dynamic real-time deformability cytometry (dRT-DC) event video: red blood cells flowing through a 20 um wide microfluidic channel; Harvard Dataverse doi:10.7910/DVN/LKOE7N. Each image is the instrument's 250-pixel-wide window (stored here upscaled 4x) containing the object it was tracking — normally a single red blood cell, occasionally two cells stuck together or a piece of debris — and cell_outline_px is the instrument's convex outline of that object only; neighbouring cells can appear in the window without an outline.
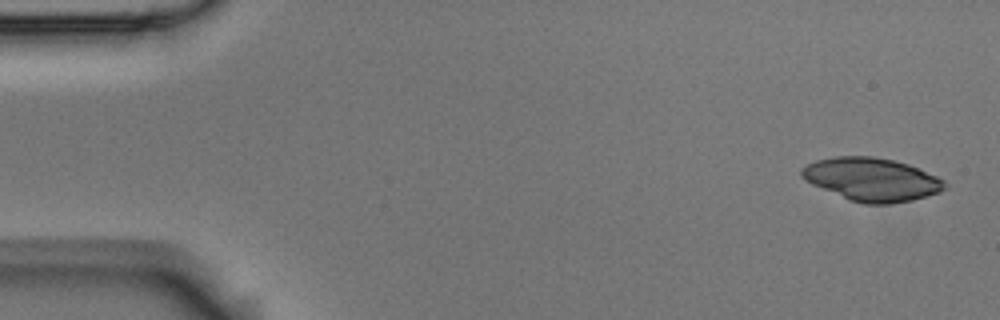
{"species": "Egyptian fruit bat (a non-hibernating species)", "species_latin": "Rousettus aegyptiacus", "temperature_condition": "room temperature", "stored_images_in_passage": 9, "camera_frame_rate_fps": 3000, "um_per_image_px": 0.085, "animal": {"sex": "male"}, "frame": {"image": 1, "passage_image": 1, "time_ms": 0.0, "image_size_px": [1000, 320], "cell_outline_px": [[948, 188], [940, 192], [912, 200], [888, 204], [864, 204], [848, 200], [812, 184], [800, 176], [800, 168], [816, 160], [836, 156], [872, 156], [892, 160], [908, 164], [936, 176], [944, 180], [948, 184]], "centroid_in_image_um": [74.09, 15.25], "position_along_channel_um": 10.9, "area_um2": 36.07}}